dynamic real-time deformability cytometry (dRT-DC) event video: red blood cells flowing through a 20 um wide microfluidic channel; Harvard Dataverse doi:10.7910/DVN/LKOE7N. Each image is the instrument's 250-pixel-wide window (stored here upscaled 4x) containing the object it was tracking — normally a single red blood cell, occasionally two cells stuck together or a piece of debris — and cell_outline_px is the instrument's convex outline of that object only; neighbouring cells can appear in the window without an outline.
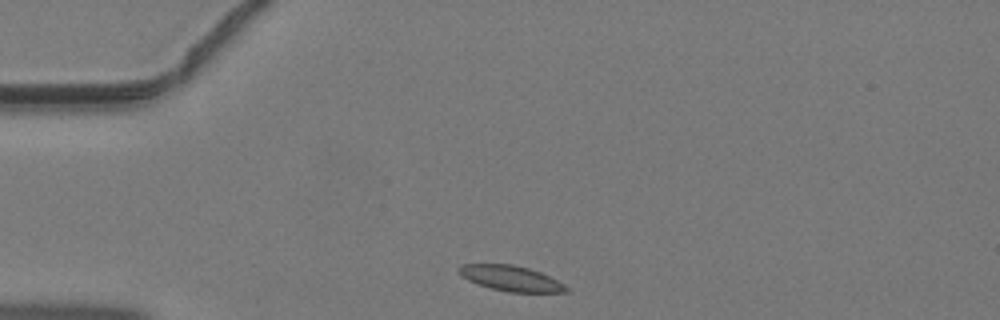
{"species": "common noctule bat (a hibernating species)", "species_latin": "Nyctalus noctula", "temperature_condition": "warm", "stored_images_in_passage": 7, "segment_of_instrument_passage": [1, 2], "camera_frame_rate_fps": 3000, "um_per_image_px": 0.085, "animal": {"sex": "male", "body_mass_g": 19.2, "forearm_length_mm": 51.8}, "frame": {"image": 1, "passage_image": 1, "time_ms": 0.0, "image_size_px": [1000, 320], "cell_outline_px": [[568, 292], [508, 292], [492, 288], [468, 280], [460, 276], [456, 268], [460, 264], [512, 264], [528, 268], [540, 272], [564, 284], [568, 288]], "centroid_in_image_um": [43.38, 23.65], "position_along_channel_um": 41.6, "area_um2": 15.78}}
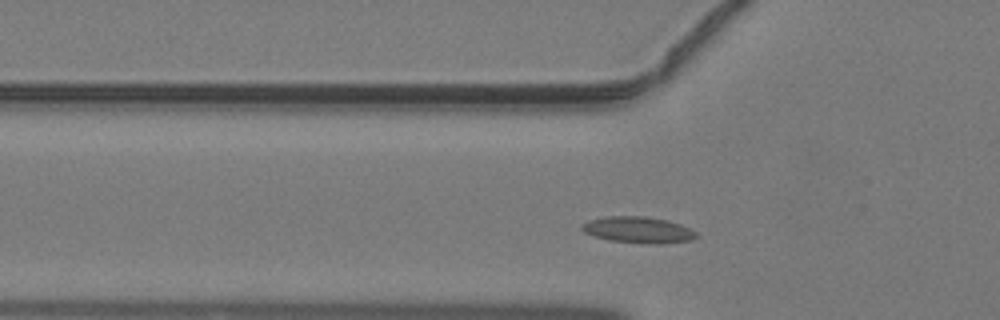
{"frame": {"image": 2, "passage_image": 5, "time_ms": 1.333, "image_size_px": [1000, 320], "cell_outline_px": [[700, 236], [692, 240], [660, 244], [644, 244], [608, 240], [592, 236], [584, 232], [580, 228], [580, 224], [588, 220], [608, 216], [644, 216], [668, 220], [680, 224], [696, 232]], "centroid_in_image_um": [54.23, 19.55], "position_along_channel_um": 71.6, "area_um2": 17.86}}